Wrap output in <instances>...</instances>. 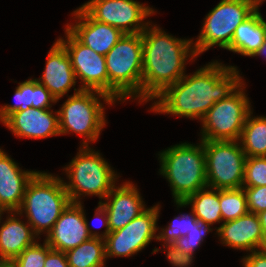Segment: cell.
<instances>
[{
    "instance_id": "obj_1",
    "label": "cell",
    "mask_w": 266,
    "mask_h": 267,
    "mask_svg": "<svg viewBox=\"0 0 266 267\" xmlns=\"http://www.w3.org/2000/svg\"><path fill=\"white\" fill-rule=\"evenodd\" d=\"M235 66H225L218 61L184 75L167 87L155 99L152 111L200 120L220 100L227 98L242 83Z\"/></svg>"
},
{
    "instance_id": "obj_2",
    "label": "cell",
    "mask_w": 266,
    "mask_h": 267,
    "mask_svg": "<svg viewBox=\"0 0 266 267\" xmlns=\"http://www.w3.org/2000/svg\"><path fill=\"white\" fill-rule=\"evenodd\" d=\"M143 41L142 102L155 99L185 74L188 56L197 57L193 41L178 39L156 25L141 33ZM192 44V45H191ZM192 47V48H191Z\"/></svg>"
},
{
    "instance_id": "obj_3",
    "label": "cell",
    "mask_w": 266,
    "mask_h": 267,
    "mask_svg": "<svg viewBox=\"0 0 266 267\" xmlns=\"http://www.w3.org/2000/svg\"><path fill=\"white\" fill-rule=\"evenodd\" d=\"M108 73V96L126 100L135 96L142 101L143 41L142 34H124L105 55ZM141 100V101H140Z\"/></svg>"
},
{
    "instance_id": "obj_4",
    "label": "cell",
    "mask_w": 266,
    "mask_h": 267,
    "mask_svg": "<svg viewBox=\"0 0 266 267\" xmlns=\"http://www.w3.org/2000/svg\"><path fill=\"white\" fill-rule=\"evenodd\" d=\"M159 155L162 174L170 183L174 202L207 188L206 157L203 140L199 145L181 143Z\"/></svg>"
},
{
    "instance_id": "obj_5",
    "label": "cell",
    "mask_w": 266,
    "mask_h": 267,
    "mask_svg": "<svg viewBox=\"0 0 266 267\" xmlns=\"http://www.w3.org/2000/svg\"><path fill=\"white\" fill-rule=\"evenodd\" d=\"M69 203L63 180L55 175L37 172L29 181L22 205L16 213L25 212L27 223L38 237L52 229Z\"/></svg>"
},
{
    "instance_id": "obj_6",
    "label": "cell",
    "mask_w": 266,
    "mask_h": 267,
    "mask_svg": "<svg viewBox=\"0 0 266 267\" xmlns=\"http://www.w3.org/2000/svg\"><path fill=\"white\" fill-rule=\"evenodd\" d=\"M77 156L64 168L69 183L63 181L70 202L81 203L80 195H96L101 200L111 192L117 177L111 166L89 146H82Z\"/></svg>"
},
{
    "instance_id": "obj_7",
    "label": "cell",
    "mask_w": 266,
    "mask_h": 267,
    "mask_svg": "<svg viewBox=\"0 0 266 267\" xmlns=\"http://www.w3.org/2000/svg\"><path fill=\"white\" fill-rule=\"evenodd\" d=\"M74 90L75 93L58 110L59 132L62 135L72 131L83 136L86 139L82 144L88 146V142L97 140L106 123L104 108L98 97L110 105L115 102L99 91Z\"/></svg>"
},
{
    "instance_id": "obj_8",
    "label": "cell",
    "mask_w": 266,
    "mask_h": 267,
    "mask_svg": "<svg viewBox=\"0 0 266 267\" xmlns=\"http://www.w3.org/2000/svg\"><path fill=\"white\" fill-rule=\"evenodd\" d=\"M255 11L247 0H221L205 17L200 35L193 44L196 56L214 45L227 49L236 28Z\"/></svg>"
},
{
    "instance_id": "obj_9",
    "label": "cell",
    "mask_w": 266,
    "mask_h": 267,
    "mask_svg": "<svg viewBox=\"0 0 266 267\" xmlns=\"http://www.w3.org/2000/svg\"><path fill=\"white\" fill-rule=\"evenodd\" d=\"M207 188H242L246 155L238 140H203Z\"/></svg>"
},
{
    "instance_id": "obj_10",
    "label": "cell",
    "mask_w": 266,
    "mask_h": 267,
    "mask_svg": "<svg viewBox=\"0 0 266 267\" xmlns=\"http://www.w3.org/2000/svg\"><path fill=\"white\" fill-rule=\"evenodd\" d=\"M242 83L227 98L217 101L201 119V140H239L244 123L251 112ZM243 87V88H242Z\"/></svg>"
},
{
    "instance_id": "obj_11",
    "label": "cell",
    "mask_w": 266,
    "mask_h": 267,
    "mask_svg": "<svg viewBox=\"0 0 266 267\" xmlns=\"http://www.w3.org/2000/svg\"><path fill=\"white\" fill-rule=\"evenodd\" d=\"M94 20L120 29L124 34L142 33L154 10L134 0H90L81 6Z\"/></svg>"
},
{
    "instance_id": "obj_12",
    "label": "cell",
    "mask_w": 266,
    "mask_h": 267,
    "mask_svg": "<svg viewBox=\"0 0 266 267\" xmlns=\"http://www.w3.org/2000/svg\"><path fill=\"white\" fill-rule=\"evenodd\" d=\"M159 210V204L150 207L123 228L110 232L104 239L106 258L132 256L157 239Z\"/></svg>"
},
{
    "instance_id": "obj_13",
    "label": "cell",
    "mask_w": 266,
    "mask_h": 267,
    "mask_svg": "<svg viewBox=\"0 0 266 267\" xmlns=\"http://www.w3.org/2000/svg\"><path fill=\"white\" fill-rule=\"evenodd\" d=\"M66 40L58 41L65 47L71 59L75 77L82 82L80 89L95 90L108 95V73L105 56L82 44L67 28Z\"/></svg>"
},
{
    "instance_id": "obj_14",
    "label": "cell",
    "mask_w": 266,
    "mask_h": 267,
    "mask_svg": "<svg viewBox=\"0 0 266 267\" xmlns=\"http://www.w3.org/2000/svg\"><path fill=\"white\" fill-rule=\"evenodd\" d=\"M89 227L82 204L70 202L44 241L52 250L67 252L91 237L101 238V234Z\"/></svg>"
},
{
    "instance_id": "obj_15",
    "label": "cell",
    "mask_w": 266,
    "mask_h": 267,
    "mask_svg": "<svg viewBox=\"0 0 266 267\" xmlns=\"http://www.w3.org/2000/svg\"><path fill=\"white\" fill-rule=\"evenodd\" d=\"M78 21L66 28L84 45L105 56L124 33L111 25L94 20L82 7L73 12Z\"/></svg>"
},
{
    "instance_id": "obj_16",
    "label": "cell",
    "mask_w": 266,
    "mask_h": 267,
    "mask_svg": "<svg viewBox=\"0 0 266 267\" xmlns=\"http://www.w3.org/2000/svg\"><path fill=\"white\" fill-rule=\"evenodd\" d=\"M138 192L134 184L125 182L113 187L105 197L107 202H99L107 212L110 232L123 228L147 210Z\"/></svg>"
},
{
    "instance_id": "obj_17",
    "label": "cell",
    "mask_w": 266,
    "mask_h": 267,
    "mask_svg": "<svg viewBox=\"0 0 266 267\" xmlns=\"http://www.w3.org/2000/svg\"><path fill=\"white\" fill-rule=\"evenodd\" d=\"M17 137L48 138L60 135L58 111L49 109L29 108L25 111H16L9 115L3 122Z\"/></svg>"
},
{
    "instance_id": "obj_18",
    "label": "cell",
    "mask_w": 266,
    "mask_h": 267,
    "mask_svg": "<svg viewBox=\"0 0 266 267\" xmlns=\"http://www.w3.org/2000/svg\"><path fill=\"white\" fill-rule=\"evenodd\" d=\"M222 244L233 249L258 251L264 249V237L258 214L248 212L217 228ZM258 248V249H257Z\"/></svg>"
},
{
    "instance_id": "obj_19",
    "label": "cell",
    "mask_w": 266,
    "mask_h": 267,
    "mask_svg": "<svg viewBox=\"0 0 266 267\" xmlns=\"http://www.w3.org/2000/svg\"><path fill=\"white\" fill-rule=\"evenodd\" d=\"M46 60L44 73L36 80L58 101L71 87L75 86L74 69L67 50L58 40L50 49Z\"/></svg>"
},
{
    "instance_id": "obj_20",
    "label": "cell",
    "mask_w": 266,
    "mask_h": 267,
    "mask_svg": "<svg viewBox=\"0 0 266 267\" xmlns=\"http://www.w3.org/2000/svg\"><path fill=\"white\" fill-rule=\"evenodd\" d=\"M38 171H23L0 148V202L7 212L19 211L26 187Z\"/></svg>"
},
{
    "instance_id": "obj_21",
    "label": "cell",
    "mask_w": 266,
    "mask_h": 267,
    "mask_svg": "<svg viewBox=\"0 0 266 267\" xmlns=\"http://www.w3.org/2000/svg\"><path fill=\"white\" fill-rule=\"evenodd\" d=\"M10 213V217L8 216L0 227V263L12 262L27 247L36 242L34 238L37 235L32 227L15 218L16 212Z\"/></svg>"
},
{
    "instance_id": "obj_22",
    "label": "cell",
    "mask_w": 266,
    "mask_h": 267,
    "mask_svg": "<svg viewBox=\"0 0 266 267\" xmlns=\"http://www.w3.org/2000/svg\"><path fill=\"white\" fill-rule=\"evenodd\" d=\"M14 97L17 101L14 105L8 104L0 108L1 122L16 111H25L32 107L36 109H50V103L57 102L51 93L36 79H29L19 83Z\"/></svg>"
},
{
    "instance_id": "obj_23",
    "label": "cell",
    "mask_w": 266,
    "mask_h": 267,
    "mask_svg": "<svg viewBox=\"0 0 266 267\" xmlns=\"http://www.w3.org/2000/svg\"><path fill=\"white\" fill-rule=\"evenodd\" d=\"M265 39L266 22L259 10H256L236 28L231 44L226 50L252 57Z\"/></svg>"
},
{
    "instance_id": "obj_24",
    "label": "cell",
    "mask_w": 266,
    "mask_h": 267,
    "mask_svg": "<svg viewBox=\"0 0 266 267\" xmlns=\"http://www.w3.org/2000/svg\"><path fill=\"white\" fill-rule=\"evenodd\" d=\"M209 189L198 190L196 193L189 195L184 201H176V204L177 207H185L190 204L197 219L211 226L223 220L220 211L219 190Z\"/></svg>"
},
{
    "instance_id": "obj_25",
    "label": "cell",
    "mask_w": 266,
    "mask_h": 267,
    "mask_svg": "<svg viewBox=\"0 0 266 267\" xmlns=\"http://www.w3.org/2000/svg\"><path fill=\"white\" fill-rule=\"evenodd\" d=\"M69 267H105V240L91 237L65 252Z\"/></svg>"
},
{
    "instance_id": "obj_26",
    "label": "cell",
    "mask_w": 266,
    "mask_h": 267,
    "mask_svg": "<svg viewBox=\"0 0 266 267\" xmlns=\"http://www.w3.org/2000/svg\"><path fill=\"white\" fill-rule=\"evenodd\" d=\"M249 113L239 143L246 157L266 156V117H251Z\"/></svg>"
},
{
    "instance_id": "obj_27",
    "label": "cell",
    "mask_w": 266,
    "mask_h": 267,
    "mask_svg": "<svg viewBox=\"0 0 266 267\" xmlns=\"http://www.w3.org/2000/svg\"><path fill=\"white\" fill-rule=\"evenodd\" d=\"M219 202L224 222L235 220L248 213L246 195L243 188L219 190Z\"/></svg>"
},
{
    "instance_id": "obj_28",
    "label": "cell",
    "mask_w": 266,
    "mask_h": 267,
    "mask_svg": "<svg viewBox=\"0 0 266 267\" xmlns=\"http://www.w3.org/2000/svg\"><path fill=\"white\" fill-rule=\"evenodd\" d=\"M197 221L198 219L193 211L191 214H182L175 217L170 225L165 229L163 228L159 235H157V240H162L165 244H173L177 239L186 236Z\"/></svg>"
},
{
    "instance_id": "obj_29",
    "label": "cell",
    "mask_w": 266,
    "mask_h": 267,
    "mask_svg": "<svg viewBox=\"0 0 266 267\" xmlns=\"http://www.w3.org/2000/svg\"><path fill=\"white\" fill-rule=\"evenodd\" d=\"M266 185V156L246 157L242 187Z\"/></svg>"
},
{
    "instance_id": "obj_30",
    "label": "cell",
    "mask_w": 266,
    "mask_h": 267,
    "mask_svg": "<svg viewBox=\"0 0 266 267\" xmlns=\"http://www.w3.org/2000/svg\"><path fill=\"white\" fill-rule=\"evenodd\" d=\"M52 248L44 241L43 246L37 241L27 247L11 263L15 267H44L46 256Z\"/></svg>"
},
{
    "instance_id": "obj_31",
    "label": "cell",
    "mask_w": 266,
    "mask_h": 267,
    "mask_svg": "<svg viewBox=\"0 0 266 267\" xmlns=\"http://www.w3.org/2000/svg\"><path fill=\"white\" fill-rule=\"evenodd\" d=\"M209 226V224L198 220L186 236H182L173 243L174 246L185 253L194 254L196 247L203 242L205 234L212 230Z\"/></svg>"
},
{
    "instance_id": "obj_32",
    "label": "cell",
    "mask_w": 266,
    "mask_h": 267,
    "mask_svg": "<svg viewBox=\"0 0 266 267\" xmlns=\"http://www.w3.org/2000/svg\"><path fill=\"white\" fill-rule=\"evenodd\" d=\"M242 188L246 195L248 212L259 214L266 210V185Z\"/></svg>"
},
{
    "instance_id": "obj_33",
    "label": "cell",
    "mask_w": 266,
    "mask_h": 267,
    "mask_svg": "<svg viewBox=\"0 0 266 267\" xmlns=\"http://www.w3.org/2000/svg\"><path fill=\"white\" fill-rule=\"evenodd\" d=\"M163 246L167 249V259L174 267H189L193 262V254L179 250L174 244H164Z\"/></svg>"
},
{
    "instance_id": "obj_34",
    "label": "cell",
    "mask_w": 266,
    "mask_h": 267,
    "mask_svg": "<svg viewBox=\"0 0 266 267\" xmlns=\"http://www.w3.org/2000/svg\"><path fill=\"white\" fill-rule=\"evenodd\" d=\"M242 260L244 267H266V249L253 251Z\"/></svg>"
},
{
    "instance_id": "obj_35",
    "label": "cell",
    "mask_w": 266,
    "mask_h": 267,
    "mask_svg": "<svg viewBox=\"0 0 266 267\" xmlns=\"http://www.w3.org/2000/svg\"><path fill=\"white\" fill-rule=\"evenodd\" d=\"M44 267H69L65 252L51 250L46 256Z\"/></svg>"
},
{
    "instance_id": "obj_36",
    "label": "cell",
    "mask_w": 266,
    "mask_h": 267,
    "mask_svg": "<svg viewBox=\"0 0 266 267\" xmlns=\"http://www.w3.org/2000/svg\"><path fill=\"white\" fill-rule=\"evenodd\" d=\"M97 215V216H96ZM96 218L98 216H100V219H103V224L101 225H105V232H103V234H101V239H105L107 237V235L110 233V229H109V223H108V215L107 212L105 210V208L99 203L97 209H96V213L94 215ZM104 217V218H103ZM93 227V226H92Z\"/></svg>"
},
{
    "instance_id": "obj_37",
    "label": "cell",
    "mask_w": 266,
    "mask_h": 267,
    "mask_svg": "<svg viewBox=\"0 0 266 267\" xmlns=\"http://www.w3.org/2000/svg\"><path fill=\"white\" fill-rule=\"evenodd\" d=\"M264 237V249H266V210L258 214Z\"/></svg>"
},
{
    "instance_id": "obj_38",
    "label": "cell",
    "mask_w": 266,
    "mask_h": 267,
    "mask_svg": "<svg viewBox=\"0 0 266 267\" xmlns=\"http://www.w3.org/2000/svg\"><path fill=\"white\" fill-rule=\"evenodd\" d=\"M266 55V39L263 45L255 52L254 56Z\"/></svg>"
},
{
    "instance_id": "obj_39",
    "label": "cell",
    "mask_w": 266,
    "mask_h": 267,
    "mask_svg": "<svg viewBox=\"0 0 266 267\" xmlns=\"http://www.w3.org/2000/svg\"><path fill=\"white\" fill-rule=\"evenodd\" d=\"M256 10L259 9V5L261 4V2H263L264 0H247Z\"/></svg>"
},
{
    "instance_id": "obj_40",
    "label": "cell",
    "mask_w": 266,
    "mask_h": 267,
    "mask_svg": "<svg viewBox=\"0 0 266 267\" xmlns=\"http://www.w3.org/2000/svg\"><path fill=\"white\" fill-rule=\"evenodd\" d=\"M0 267H15L11 262L0 263Z\"/></svg>"
},
{
    "instance_id": "obj_41",
    "label": "cell",
    "mask_w": 266,
    "mask_h": 267,
    "mask_svg": "<svg viewBox=\"0 0 266 267\" xmlns=\"http://www.w3.org/2000/svg\"><path fill=\"white\" fill-rule=\"evenodd\" d=\"M7 211L0 202V216H2L3 212Z\"/></svg>"
}]
</instances>
